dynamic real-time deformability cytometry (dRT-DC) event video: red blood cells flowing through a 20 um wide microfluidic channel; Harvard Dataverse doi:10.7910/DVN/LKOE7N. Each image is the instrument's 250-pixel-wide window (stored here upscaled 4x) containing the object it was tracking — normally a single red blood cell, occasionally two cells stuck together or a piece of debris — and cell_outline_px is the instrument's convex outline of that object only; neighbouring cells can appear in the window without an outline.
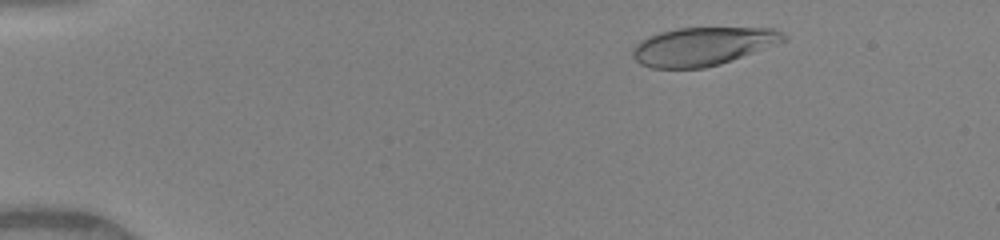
{"species": "human", "species_latin": "Homo sapiens", "temperature_condition": "warm", "stored_images_in_passage": 48, "camera_frame_rate_fps": 3000, "um_per_image_px": 0.085, "donor": {"sex": "female"}, "frame": {"image": 1, "passage_image": 6, "time_ms": 1.667, "image_size_px": [1000, 240], "cell_outline_px": [[788, 40], [732, 60], [720, 64], [704, 68], [652, 68], [640, 64], [632, 56], [632, 48], [640, 40], [648, 36], [660, 32], [676, 28], [772, 28], [788, 36]], "centroid_in_image_um": [59.71, 3.94], "position_along_channel_um": 25.3, "area_um2": 33.7}}
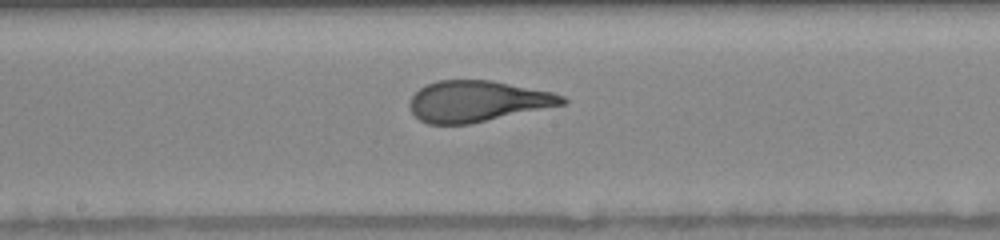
{"frame": {"image": 2, "passage_image": 26, "time_ms": 8.333, "image_size_px": [1000, 240], "cell_outline_px": [[568, 100], [564, 104], [472, 124], [428, 124], [420, 120], [408, 108], [408, 104], [412, 96], [420, 88], [436, 80], [492, 80], [552, 92], [564, 96]], "centroid_in_image_um": [40.56, 8.61], "position_along_channel_um": 207.6, "area_um2": 36.53}}
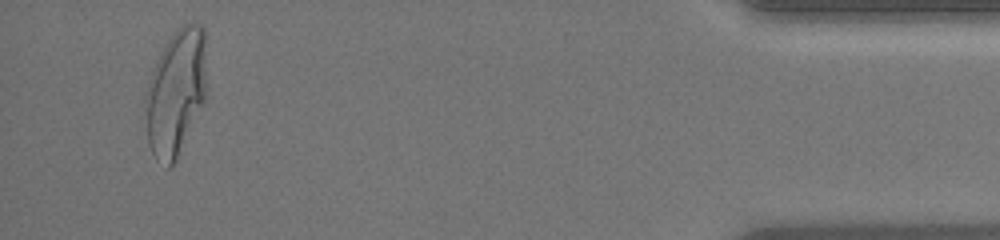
{"frame": {"image": 3, "passage_image": 46, "time_ms": 15.0, "image_size_px": [1000, 240], "cell_outline_px": [[208, 96], [176, 160], [168, 168], [156, 160], [148, 144], [144, 96], [148, 80], [152, 68], [160, 52], [168, 40], [184, 24], [200, 24], [204, 28]], "centroid_in_image_um": [14.96, 7.87], "position_along_channel_um": 420.2, "area_um2": 45.72}, "authors_computed_cell_mechanics": {"area_um2": 37.2521, "velocity_mm_per_s": 4.1152, "shape_relaxation_time_tau1_ms": 4.7673, "shape_relaxation_time_tau2_ms": 0.6454, "deformation_change_tau1": 0.2334, "deformation_change_tau2": 0.0833}}